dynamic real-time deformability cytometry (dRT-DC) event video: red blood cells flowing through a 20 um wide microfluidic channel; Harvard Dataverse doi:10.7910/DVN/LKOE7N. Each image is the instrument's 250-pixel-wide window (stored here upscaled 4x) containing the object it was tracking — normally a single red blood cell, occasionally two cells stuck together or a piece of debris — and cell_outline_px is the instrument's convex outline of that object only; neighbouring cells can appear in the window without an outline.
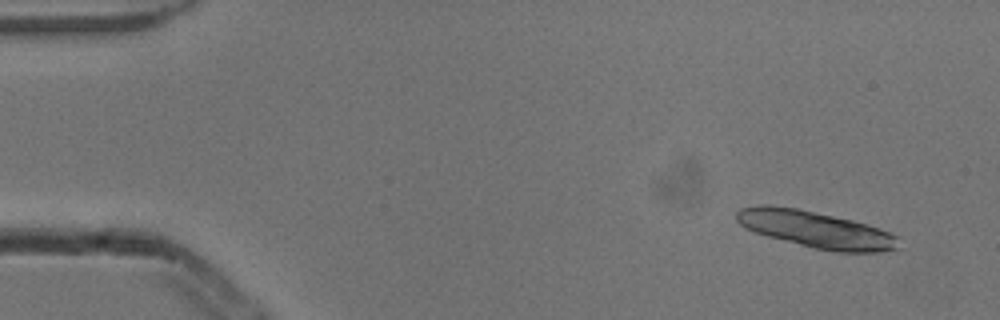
{"species": "common noctule bat (a hibernating species)", "species_latin": "Nyctalus noctula", "temperature_condition": "cold", "stored_images_in_passage": 2, "camera_frame_rate_fps": 3000, "um_per_image_px": 0.085, "animal": {"sex": "male", "body_mass_g": 13.3}, "frame": {"image": 1, "passage_image": 2, "time_ms": 0.333, "image_size_px": [1000, 320], "cell_outline_px": [[900, 248], [880, 252], [836, 252], [812, 248], [768, 236], [744, 228], [736, 220], [736, 212], [740, 208], [756, 204], [768, 204], [796, 208], [852, 220], [868, 224], [880, 228], [900, 236]], "centroid_in_image_um": [69.37, 19.5], "position_along_channel_um": 15.6, "area_um2": 35.08}}